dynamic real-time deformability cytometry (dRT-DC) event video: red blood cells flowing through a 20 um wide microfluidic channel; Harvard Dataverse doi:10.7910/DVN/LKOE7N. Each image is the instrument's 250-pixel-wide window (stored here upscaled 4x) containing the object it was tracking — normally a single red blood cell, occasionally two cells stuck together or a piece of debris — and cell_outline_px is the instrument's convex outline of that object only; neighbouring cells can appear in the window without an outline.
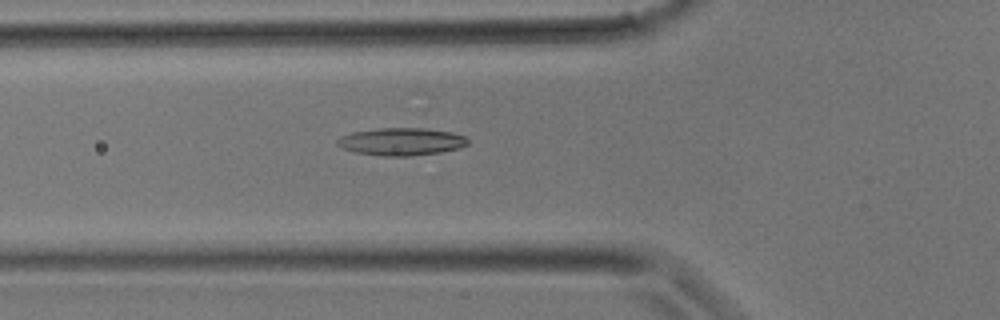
{"species": "common noctule bat (a hibernating species)", "species_latin": "Nyctalus noctula", "temperature_condition": "room temperature", "stored_images_in_passage": 33, "camera_frame_rate_fps": 3000, "um_per_image_px": 0.085, "animal": {"sex": "male", "body_mass_g": 17.9}, "frame": {"image": 1, "passage_image": 12, "time_ms": 3.667, "image_size_px": [1000, 320], "cell_outline_px": [[468, 144], [460, 148], [440, 152], [412, 156], [384, 156], [352, 152], [336, 144], [336, 140], [340, 136], [352, 132], [380, 128], [424, 128], [452, 132], [464, 136], [468, 140]], "centroid_in_image_um": [34.1, 12.04], "position_along_channel_um": 91.7, "area_um2": 21.04}}
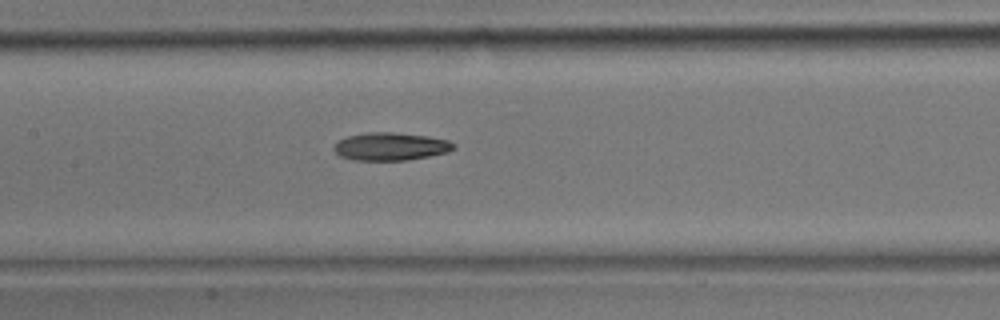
{"frame": {"image": 2, "passage_image": 16, "time_ms": 5.0, "image_size_px": [1000, 320], "cell_outline_px": [[456, 148], [448, 152], [428, 156], [404, 160], [352, 160], [340, 156], [332, 148], [340, 140], [348, 136], [368, 132], [392, 132], [428, 136], [448, 140], [456, 144]], "centroid_in_image_um": [33.22, 12.45], "position_along_channel_um": 174.2, "area_um2": 19.36}}
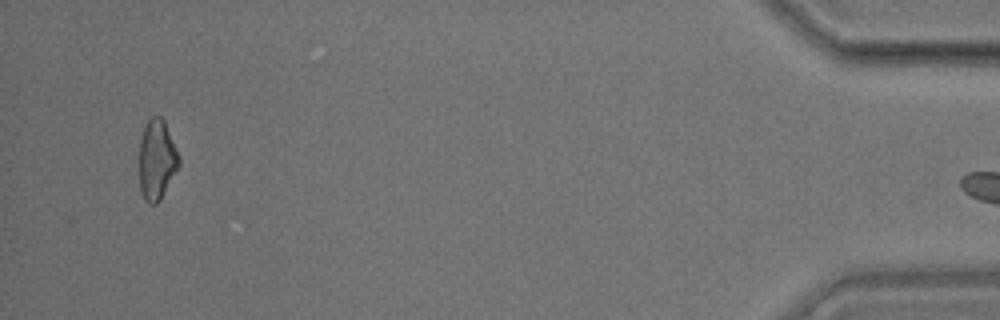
{"frame": {"image": 3, "passage_image": 32, "time_ms": 10.333, "image_size_px": [1000, 320], "cell_outline_px": [[180, 164], [160, 200], [156, 204], [148, 204], [144, 200], [140, 192], [140, 140], [144, 128], [148, 120], [152, 116], [160, 116], [164, 120], [180, 156]], "centroid_in_image_um": [13.33, 13.59], "position_along_channel_um": 421.9, "area_um2": 18.5}}